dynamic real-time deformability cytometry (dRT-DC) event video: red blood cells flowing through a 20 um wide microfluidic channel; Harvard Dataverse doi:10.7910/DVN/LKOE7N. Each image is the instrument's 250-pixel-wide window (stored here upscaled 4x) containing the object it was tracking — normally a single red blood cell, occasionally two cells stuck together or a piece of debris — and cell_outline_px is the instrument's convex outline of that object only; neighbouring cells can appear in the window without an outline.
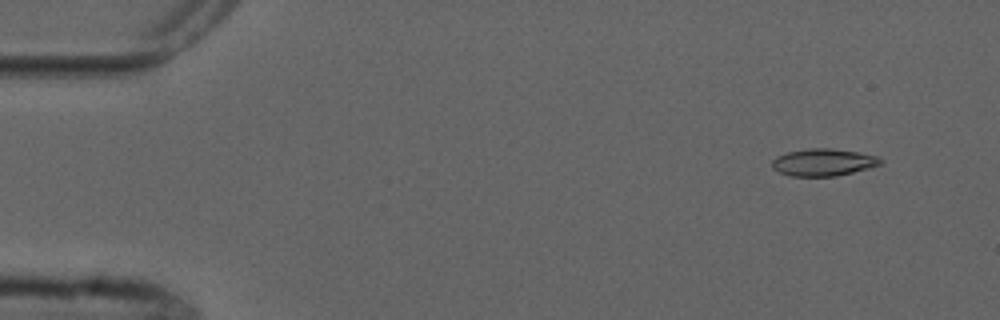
{"species": "common noctule bat (a hibernating species)", "species_latin": "Nyctalus noctula", "temperature_condition": "cold", "stored_images_in_passage": 5, "camera_frame_rate_fps": 3000, "um_per_image_px": 0.085, "animal": {"sex": "male", "forearm_length_mm": 52.5}, "frame": {"image": 1, "passage_image": 1, "time_ms": 0.0, "image_size_px": [1000, 320], "cell_outline_px": [[884, 164], [836, 176], [792, 176], [780, 172], [772, 168], [772, 160], [776, 156], [788, 152], [808, 148], [832, 148], [856, 152], [876, 156], [884, 160]], "centroid_in_image_um": [69.99, 13.79], "position_along_channel_um": 15.0, "area_um2": 17.17}}
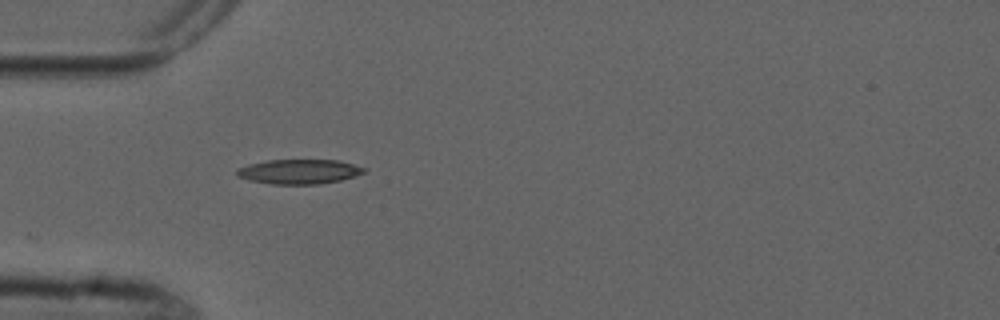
{"frame": {"image": 2, "passage_image": 4, "time_ms": 4.0, "image_size_px": [1000, 320], "cell_outline_px": [[368, 168], [364, 172], [340, 180], [320, 184], [272, 184], [248, 180], [236, 176], [236, 168], [248, 164], [268, 160], [336, 160]], "centroid_in_image_um": [25.36, 14.58], "position_along_channel_um": 59.6, "area_um2": 18.21}}
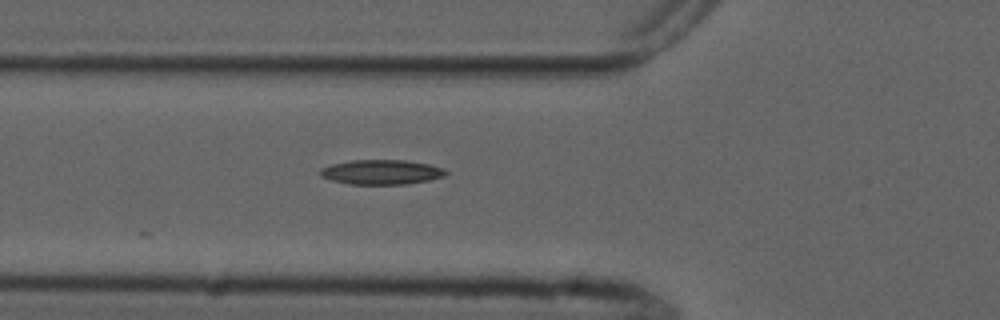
{"frame": {"image": 3, "passage_image": 5, "time_ms": 5.0, "image_size_px": [1000, 320], "cell_outline_px": [[448, 172], [444, 176], [428, 180], [404, 184], [348, 184], [332, 180], [320, 176], [320, 168], [332, 164], [352, 160], [404, 160], [428, 164], [444, 168]], "centroid_in_image_um": [32.41, 14.62], "position_along_channel_um": 93.4, "area_um2": 17.98}}